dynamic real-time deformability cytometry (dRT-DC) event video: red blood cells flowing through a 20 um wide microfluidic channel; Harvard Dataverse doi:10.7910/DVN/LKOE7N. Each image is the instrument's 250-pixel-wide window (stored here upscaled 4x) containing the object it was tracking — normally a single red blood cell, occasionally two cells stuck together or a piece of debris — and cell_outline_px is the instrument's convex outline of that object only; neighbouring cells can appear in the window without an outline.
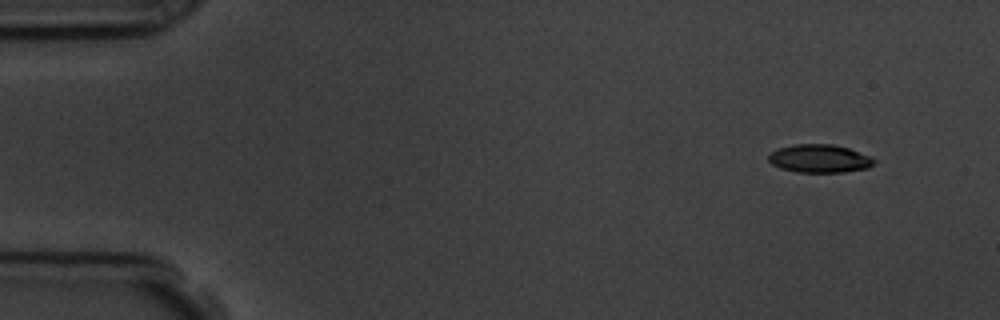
{"species": "common noctule bat (a hibernating species)", "species_latin": "Nyctalus noctula", "temperature_condition": "room temperature", "stored_images_in_passage": 4, "camera_frame_rate_fps": 3000, "um_per_image_px": 0.085, "animal": {"sex": "male", "body_mass_g": 19.5, "forearm_length_mm": 54.6}, "frame": {"image": 1, "passage_image": 1, "time_ms": 0.0, "image_size_px": [1000, 320], "cell_outline_px": [[876, 164], [868, 168], [844, 172], [796, 172], [780, 168], [772, 164], [768, 160], [768, 156], [776, 148], [792, 144], [832, 144], [848, 148], [872, 156], [876, 160]], "centroid_in_image_um": [69.68, 13.47], "position_along_channel_um": 15.3, "area_um2": 17.57}}
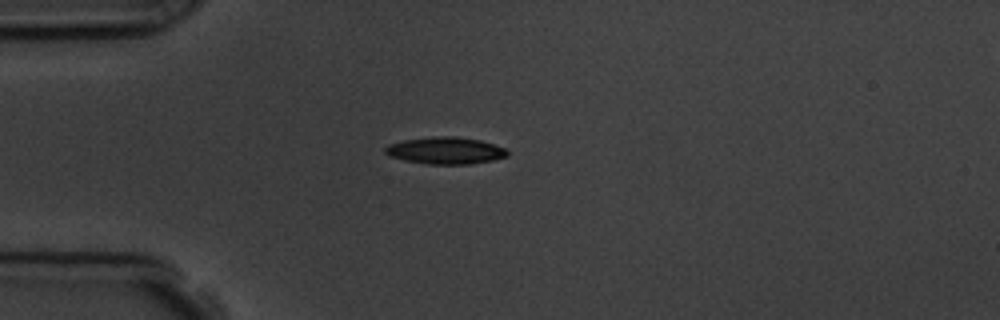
{"frame": {"image": 2, "passage_image": 4, "time_ms": 3.333, "image_size_px": [1000, 320], "cell_outline_px": [[508, 156], [492, 160], [468, 164], [428, 164], [404, 160], [388, 156], [384, 152], [384, 148], [388, 144], [404, 140], [436, 136], [452, 136], [480, 140], [504, 148], [508, 152]], "centroid_in_image_um": [37.82, 12.8], "position_along_channel_um": 47.2, "area_um2": 19.07}}